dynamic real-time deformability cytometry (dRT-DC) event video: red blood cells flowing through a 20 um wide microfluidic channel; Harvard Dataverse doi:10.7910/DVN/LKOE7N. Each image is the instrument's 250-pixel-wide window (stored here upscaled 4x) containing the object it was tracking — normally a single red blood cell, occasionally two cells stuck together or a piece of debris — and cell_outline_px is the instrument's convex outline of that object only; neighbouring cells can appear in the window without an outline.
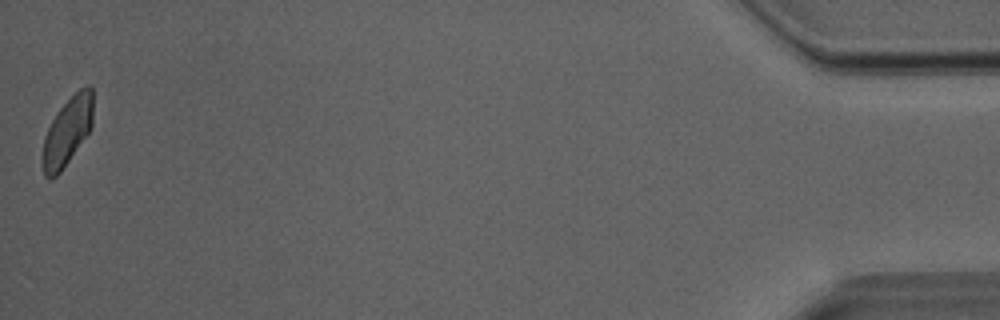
{"species": "Egyptian fruit bat (a non-hibernating species)", "species_latin": "Rousettus aegyptiacus", "temperature_condition": "room temperature", "stored_images_in_passage": 31, "camera_frame_rate_fps": 3000, "um_per_image_px": 0.085, "animal": {"sex": "male"}, "frame": {"image": 1, "passage_image": 31, "time_ms": 10.0, "image_size_px": [1000, 320], "cell_outline_px": [[92, 128], [60, 172], [56, 176], [48, 180], [44, 176], [40, 160], [40, 156], [44, 136], [52, 120], [60, 108], [80, 88], [88, 84], [92, 88]], "centroid_in_image_um": [5.68, 11.22], "position_along_channel_um": 429.5, "area_um2": 20.17}}